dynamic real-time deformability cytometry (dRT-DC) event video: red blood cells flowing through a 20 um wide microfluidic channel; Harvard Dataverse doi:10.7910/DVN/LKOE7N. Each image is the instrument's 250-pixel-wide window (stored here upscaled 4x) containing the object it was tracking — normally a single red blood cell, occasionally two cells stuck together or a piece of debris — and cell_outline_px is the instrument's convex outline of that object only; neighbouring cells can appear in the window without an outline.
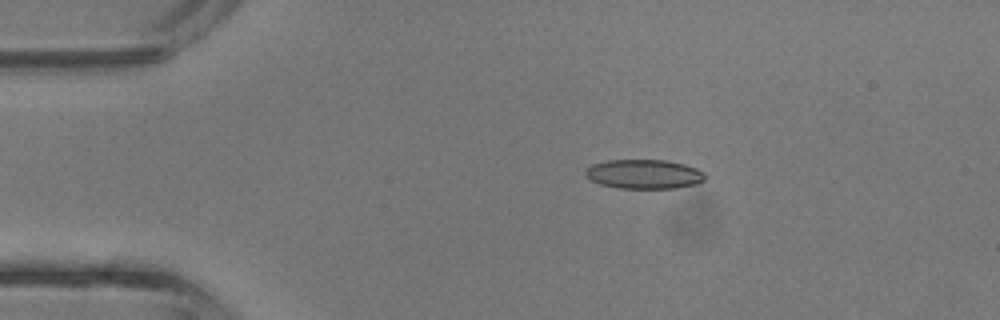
{"species": "common noctule bat (a hibernating species)", "species_latin": "Nyctalus noctula", "temperature_condition": "room temperature", "stored_images_in_passage": 4, "camera_frame_rate_fps": 3000, "um_per_image_px": 0.085, "animal": {"sex": "male", "body_mass_g": 13.3}, "frame": {"image": 1, "passage_image": 3, "time_ms": 0.667, "image_size_px": [1000, 320], "cell_outline_px": [[704, 180], [696, 184], [676, 188], [616, 188], [600, 184], [584, 176], [584, 168], [592, 164], [608, 160], [668, 160], [684, 164], [696, 168], [704, 172]], "centroid_in_image_um": [54.7, 14.79], "position_along_channel_um": 30.3, "area_um2": 20.58}}